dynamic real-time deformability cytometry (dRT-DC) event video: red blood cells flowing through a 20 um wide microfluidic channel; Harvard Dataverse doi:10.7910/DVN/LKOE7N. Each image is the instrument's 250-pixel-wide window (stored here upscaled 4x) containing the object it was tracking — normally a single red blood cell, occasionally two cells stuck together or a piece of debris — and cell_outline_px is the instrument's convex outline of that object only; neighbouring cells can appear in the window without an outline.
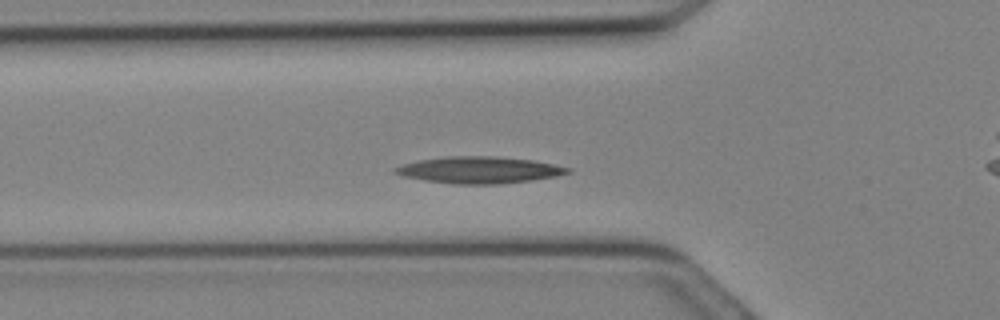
{"species": "Egyptian fruit bat (a non-hibernating species)", "species_latin": "Rousettus aegyptiacus", "temperature_condition": "cold", "stored_images_in_passage": 17, "camera_frame_rate_fps": 3000, "um_per_image_px": 0.085, "animal": {"sex": "female"}, "frame": {"image": 1, "passage_image": 7, "time_ms": 2.0, "image_size_px": [1000, 320], "cell_outline_px": [[572, 172], [556, 176], [532, 180], [500, 184], [456, 184], [424, 180], [404, 176], [392, 172], [392, 168], [416, 160], [444, 156], [492, 156], [532, 160], [572, 168]], "centroid_in_image_um": [40.71, 14.44], "position_along_channel_um": 85.1, "area_um2": 26.88}}
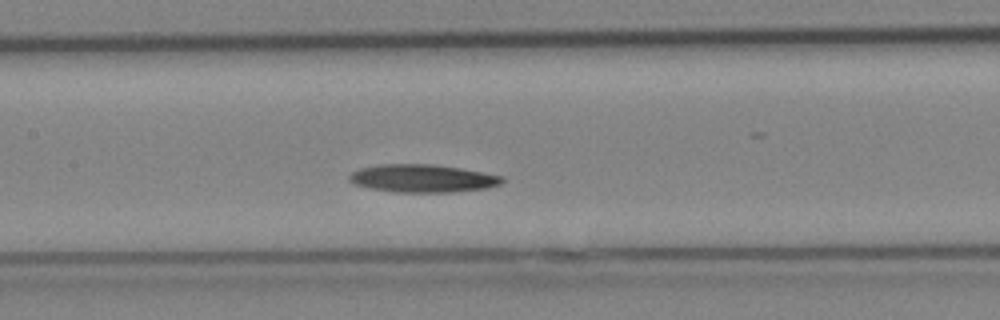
{"frame": {"image": 2, "passage_image": 11, "time_ms": 3.333, "image_size_px": [1000, 320], "cell_outline_px": [[504, 180], [500, 184], [488, 188], [452, 192], [392, 192], [368, 188], [352, 184], [348, 180], [348, 176], [352, 172], [360, 168], [380, 164], [432, 164], [460, 168], [504, 176]], "centroid_in_image_um": [35.88, 15.17], "position_along_channel_um": 171.5, "area_um2": 25.03}}
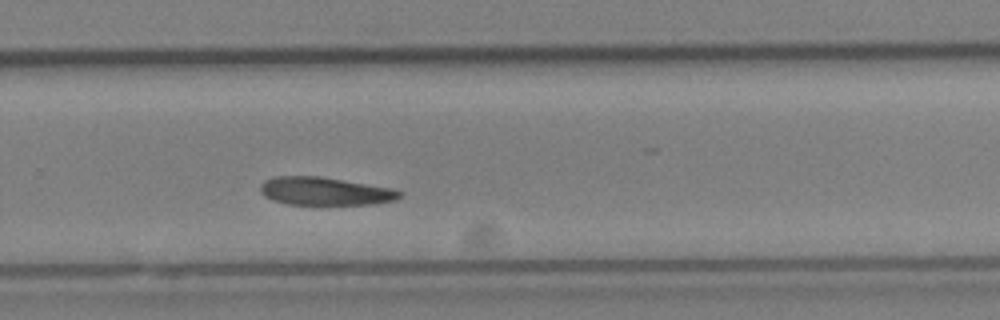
{"frame": {"image": 3, "passage_image": 17, "time_ms": 5.333, "image_size_px": [1000, 320], "cell_outline_px": [[400, 196], [396, 200], [372, 204], [288, 204], [272, 200], [264, 196], [260, 192], [260, 184], [264, 180], [272, 176], [320, 176], [392, 188], [400, 192]], "centroid_in_image_um": [27.56, 16.24], "position_along_channel_um": 302.2, "area_um2": 22.72}}